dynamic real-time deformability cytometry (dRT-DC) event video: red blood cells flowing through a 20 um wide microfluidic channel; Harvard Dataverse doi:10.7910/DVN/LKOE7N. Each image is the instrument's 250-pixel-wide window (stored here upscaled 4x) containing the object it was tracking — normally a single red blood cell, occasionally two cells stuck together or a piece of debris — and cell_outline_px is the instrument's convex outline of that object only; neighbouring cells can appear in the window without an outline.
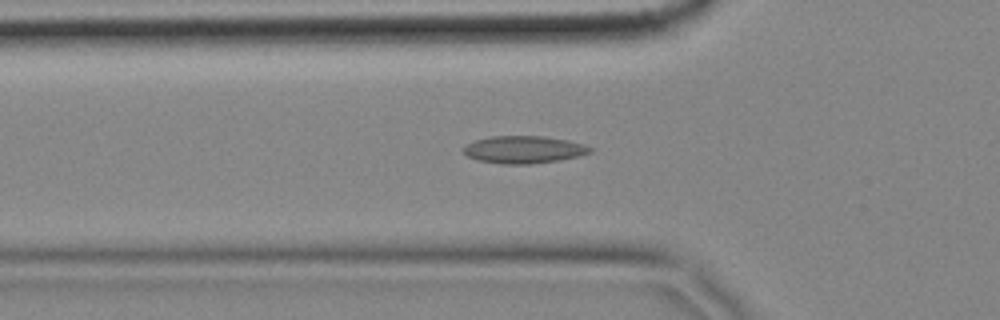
{"species": "common noctule bat (a hibernating species)", "species_latin": "Nyctalus noctula", "temperature_condition": "cold", "stored_images_in_passage": 58, "camera_frame_rate_fps": 3000, "um_per_image_px": 0.085, "animal": {"sex": "female", "body_mass_g": 18.4}, "frame": {"image": 1, "passage_image": 19, "time_ms": 6.0, "image_size_px": [1000, 320], "cell_outline_px": [[592, 152], [580, 156], [560, 160], [528, 164], [500, 164], [476, 160], [468, 156], [460, 148], [464, 144], [488, 136], [544, 136], [568, 140], [584, 144], [592, 148]], "centroid_in_image_um": [44.49, 12.71], "position_along_channel_um": 81.3, "area_um2": 20.52}}
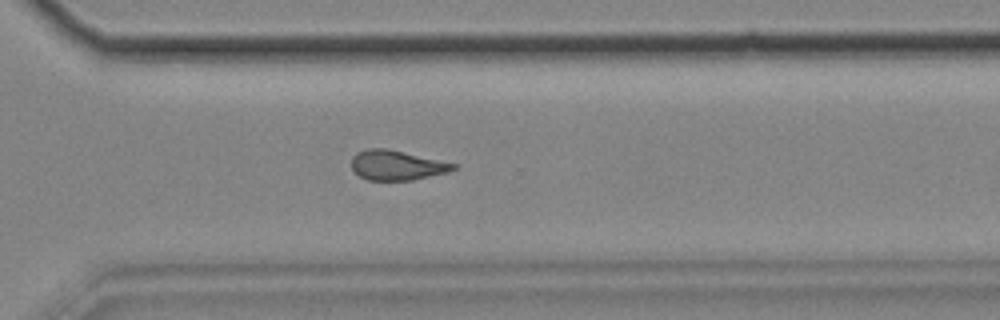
{"frame": {"image": 2, "passage_image": 41, "time_ms": 13.333, "image_size_px": [1000, 320], "cell_outline_px": [[460, 164], [456, 168], [448, 172], [412, 180], [368, 180], [360, 176], [352, 168], [352, 156], [356, 152], [368, 148], [388, 148]], "centroid_in_image_um": [33.76, 14.03], "position_along_channel_um": 336.8, "area_um2": 17.86}}
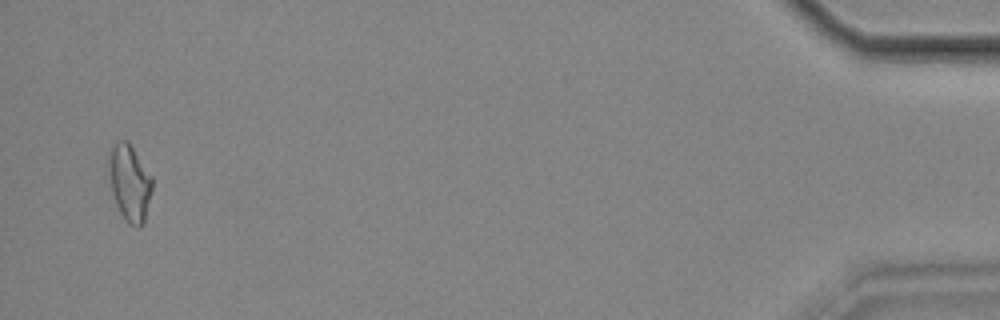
{"frame": {"image": 3, "passage_image": 56, "time_ms": 18.333, "image_size_px": [1000, 320], "cell_outline_px": [[152, 188], [144, 224], [140, 228], [128, 224], [124, 220], [116, 204], [112, 192], [104, 164], [112, 148], [120, 140], [128, 140], [152, 176]], "centroid_in_image_um": [10.98, 15.54], "position_along_channel_um": 424.2, "area_um2": 19.88}, "authors_computed_cell_mechanics": {"area_um2": 18.3804, "velocity_mm_per_s": 3.4794, "shape_relaxation_time_tau1_ms": null, "shape_relaxation_time_tau2_ms": 4.1533, "deformation_change_tau1": null, "deformation_change_tau2": 0.1314}}